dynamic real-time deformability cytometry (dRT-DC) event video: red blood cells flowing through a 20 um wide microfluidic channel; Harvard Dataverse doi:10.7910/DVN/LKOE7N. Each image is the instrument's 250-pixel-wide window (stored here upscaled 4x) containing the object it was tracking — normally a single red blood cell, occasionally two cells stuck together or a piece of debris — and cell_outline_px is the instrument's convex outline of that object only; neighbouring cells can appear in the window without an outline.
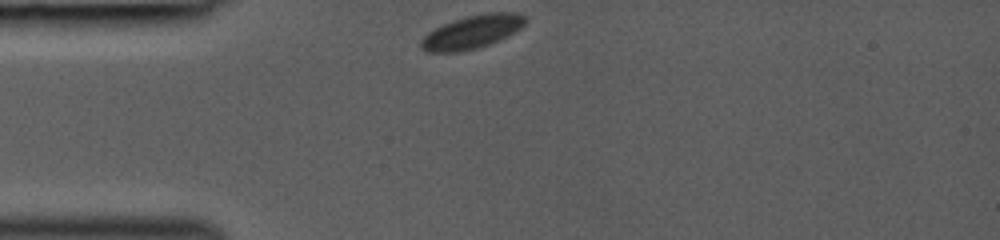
{"species": "common noctule bat (a hibernating species)", "species_latin": "Nyctalus noctula", "temperature_condition": "room temperature", "stored_images_in_passage": 30, "camera_frame_rate_fps": 3000, "um_per_image_px": 0.085, "animal": {"sex": "female", "body_mass_g": 19.0, "forearm_length_mm": 53.3}, "frame": {"image": 1, "passage_image": 1, "time_ms": 0.0, "image_size_px": [1000, 240], "cell_outline_px": [[528, 20], [520, 28], [508, 36], [488, 44], [476, 48], [460, 52], [428, 52], [420, 48], [420, 40], [428, 32], [452, 20], [468, 16], [488, 12], [516, 12], [528, 16]], "centroid_in_image_um": [40.14, 2.7], "position_along_channel_um": 44.9, "area_um2": 20.29}}
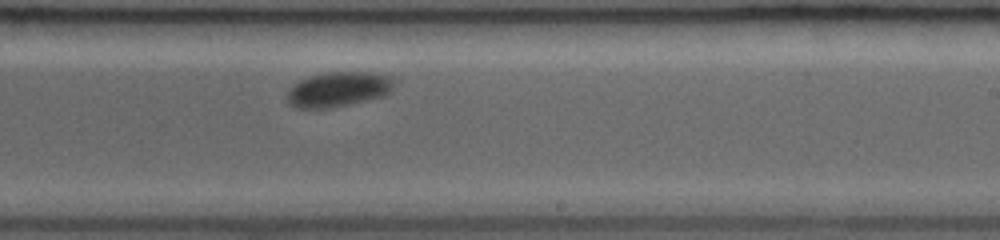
{"frame": {"image": 2, "passage_image": 18, "time_ms": 5.667, "image_size_px": [1000, 240], "cell_outline_px": [[392, 88], [384, 96], [332, 108], [296, 108], [288, 104], [288, 92], [300, 80], [308, 76], [324, 72], [364, 72], [384, 76], [392, 80]], "centroid_in_image_um": [28.7, 7.61], "position_along_channel_um": 260.3, "area_um2": 21.33}}
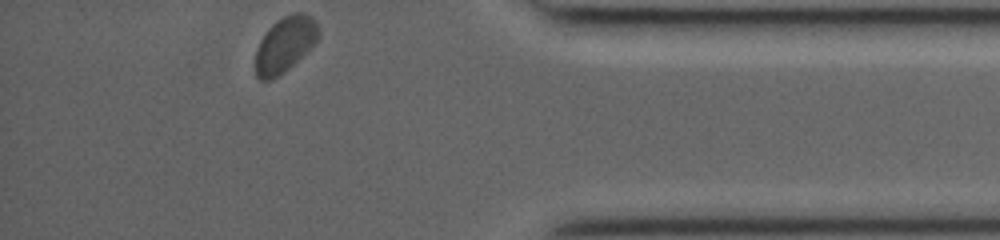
{"frame": {"image": 3, "passage_image": 30, "time_ms": 9.667, "image_size_px": [1000, 240], "cell_outline_px": [[320, 36], [312, 48], [284, 72], [268, 80], [260, 80], [256, 76], [256, 48], [260, 40], [268, 28], [272, 24], [284, 16], [292, 12], [304, 12], [312, 16], [316, 20], [320, 32]], "centroid_in_image_um": [24.26, 3.74], "position_along_channel_um": 410.9, "area_um2": 20.58}}